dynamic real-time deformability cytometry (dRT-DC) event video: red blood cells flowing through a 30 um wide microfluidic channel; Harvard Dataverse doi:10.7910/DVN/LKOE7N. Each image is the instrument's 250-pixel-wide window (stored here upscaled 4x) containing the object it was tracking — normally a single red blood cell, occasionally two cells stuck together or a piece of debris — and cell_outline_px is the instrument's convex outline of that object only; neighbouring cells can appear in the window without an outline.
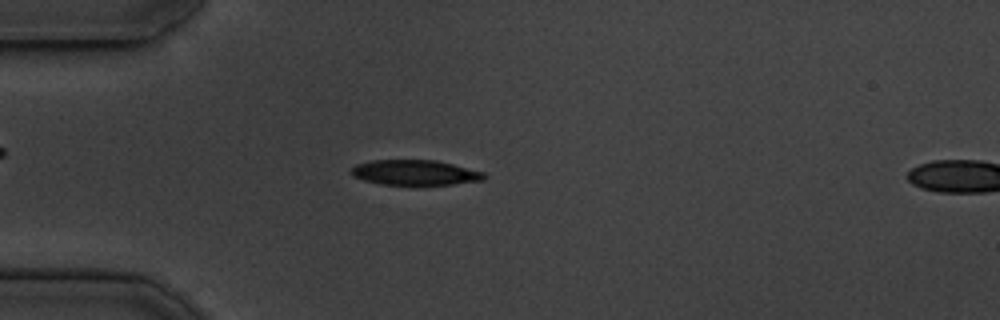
{"species": "common noctule bat (a hibernating species)", "species_latin": "Nyctalus noctula", "temperature_condition": "cold", "stored_images_in_passage": 16, "camera_frame_rate_fps": 3000, "um_per_image_px": 0.085, "animal": {"sex": "male", "body_mass_g": 19.5, "forearm_length_mm": 54.6}, "frame": {"image": 1, "passage_image": 14, "time_ms": 4.333, "image_size_px": [1000, 320], "cell_outline_px": [[488, 176], [484, 180], [452, 184], [380, 184], [364, 180], [352, 176], [348, 172], [356, 164], [372, 160], [436, 160], [484, 172]], "centroid_in_image_um": [35.26, 14.66], "position_along_channel_um": 49.7, "area_um2": 19.42}}